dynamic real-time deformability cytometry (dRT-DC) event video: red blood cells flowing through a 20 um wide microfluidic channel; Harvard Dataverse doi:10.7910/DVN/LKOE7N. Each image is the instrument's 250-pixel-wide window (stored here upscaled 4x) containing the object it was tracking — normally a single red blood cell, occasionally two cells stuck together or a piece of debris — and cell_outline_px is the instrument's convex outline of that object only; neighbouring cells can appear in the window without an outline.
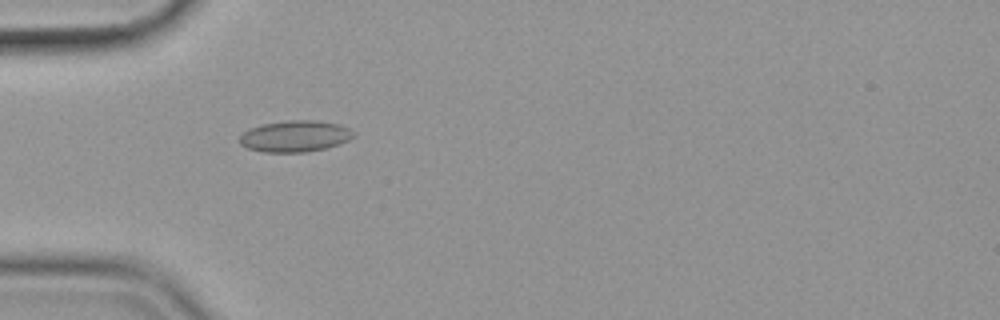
{"species": "common noctule bat (a hibernating species)", "species_latin": "Nyctalus noctula", "temperature_condition": "cold", "stored_images_in_passage": 35, "camera_frame_rate_fps": 3000, "um_per_image_px": 0.085, "animal": {"sex": "female", "body_mass_g": 19.9}, "frame": {"image": 1, "passage_image": 1, "time_ms": 0.0, "image_size_px": [1000, 320], "cell_outline_px": [[356, 136], [340, 144], [308, 152], [264, 152], [248, 148], [240, 144], [236, 140], [248, 128], [260, 124], [288, 120], [316, 120], [340, 124], [356, 132]], "centroid_in_image_um": [25.07, 11.57], "position_along_channel_um": 59.9, "area_um2": 21.15}}
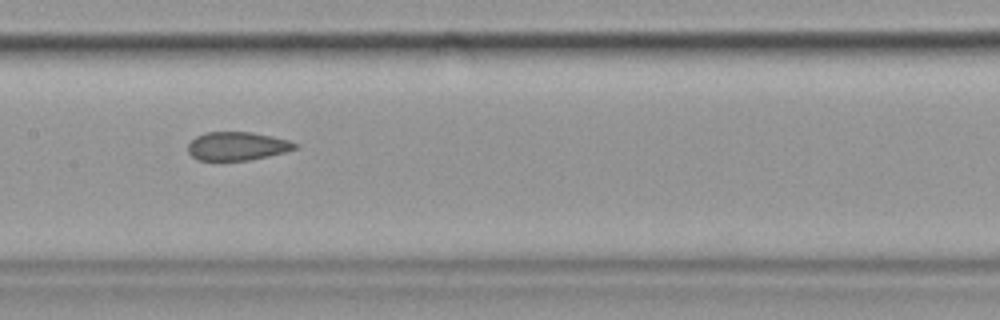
{"frame": {"image": 2, "passage_image": 12, "time_ms": 3.667, "image_size_px": [1000, 320], "cell_outline_px": [[300, 144], [296, 148], [284, 152], [268, 156], [248, 160], [196, 160], [188, 152], [188, 144], [196, 136], [204, 132], [252, 132], [272, 136], [288, 140]], "centroid_in_image_um": [20.15, 12.41], "position_along_channel_um": 187.3, "area_um2": 17.74}}
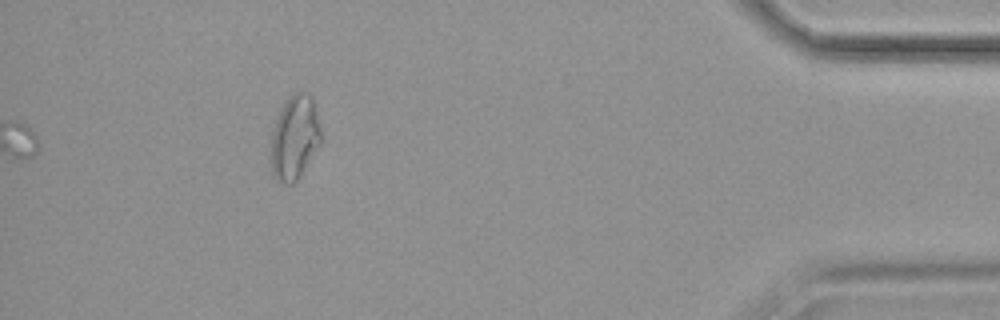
{"frame": {"image": 3, "passage_image": 35, "time_ms": 11.333, "image_size_px": [1000, 320], "cell_outline_px": [[320, 144], [300, 176], [292, 184], [284, 184], [276, 180], [272, 172], [272, 132], [280, 108], [292, 92], [308, 92], [312, 96], [320, 128]], "centroid_in_image_um": [25.04, 11.67], "position_along_channel_um": 410.2, "area_um2": 24.33}, "authors_computed_cell_mechanics": {"area_um2": 18.6694, "velocity_mm_per_s": 3.5768, "shape_relaxation_time_tau1_ms": null, "shape_relaxation_time_tau2_ms": 1.7529, "deformation_change_tau1": null, "deformation_change_tau2": 0.0634}}